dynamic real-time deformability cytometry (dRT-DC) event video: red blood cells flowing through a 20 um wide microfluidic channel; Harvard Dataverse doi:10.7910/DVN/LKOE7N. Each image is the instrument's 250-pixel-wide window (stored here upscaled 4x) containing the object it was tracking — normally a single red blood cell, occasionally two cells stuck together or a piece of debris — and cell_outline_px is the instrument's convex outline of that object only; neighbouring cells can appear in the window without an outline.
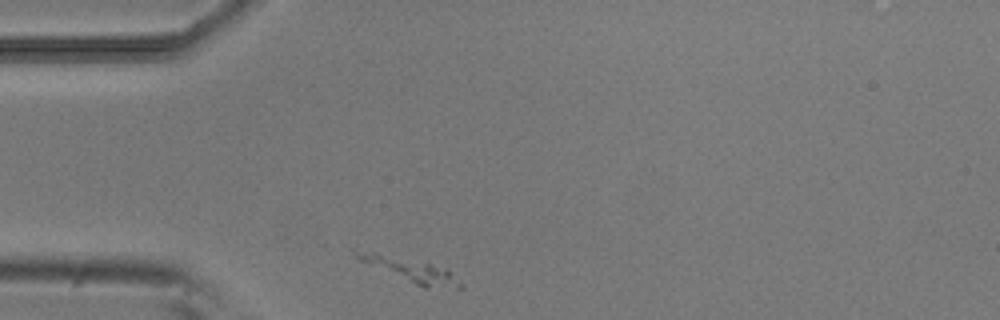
{"species": "common noctule bat (a hibernating species)", "species_latin": "Nyctalus noctula", "temperature_condition": "room temperature", "stored_images_in_passage": 34, "camera_frame_rate_fps": 3000, "um_per_image_px": 0.085, "animal": {"sex": "male", "body_mass_g": 20.5, "forearm_length_mm": 52.5}, "frame": {"image": 1, "passage_image": 1, "time_ms": 0.0, "image_size_px": [1000, 320], "cell_outline_px": [[464, 288], [424, 288], [360, 260], [352, 252], [352, 248], [376, 252], [448, 268], [464, 284]], "centroid_in_image_um": [34.98, 22.96], "position_along_channel_um": 50.0, "area_um2": 14.22}}
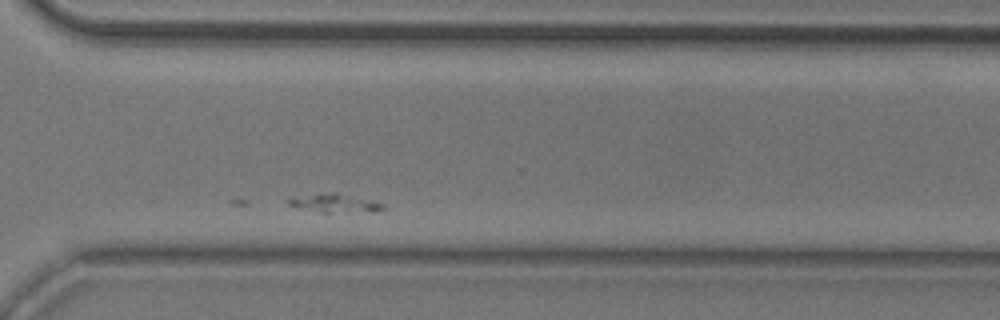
{"frame": {"image": 2, "passage_image": 30, "time_ms": 9.667, "image_size_px": [1000, 320], "cell_outline_px": [[384, 208], [372, 212], [316, 212], [300, 208], [288, 204], [284, 200], [320, 192], [336, 192], [372, 200], [384, 204]], "centroid_in_image_um": [28.45, 17.26], "position_along_channel_um": 342.1, "area_um2": 10.29}}
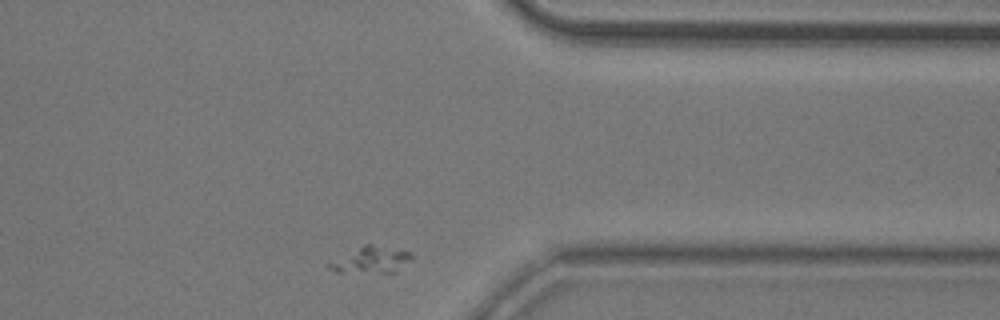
{"frame": {"image": 3, "passage_image": 34, "time_ms": 11.0, "image_size_px": [1000, 320], "cell_outline_px": [[412, 256], [392, 272], [336, 272], [328, 268], [324, 264], [364, 244], [372, 244], [408, 252]], "centroid_in_image_um": [31.39, 22.09], "position_along_channel_um": 380.0, "area_um2": 12.14}}